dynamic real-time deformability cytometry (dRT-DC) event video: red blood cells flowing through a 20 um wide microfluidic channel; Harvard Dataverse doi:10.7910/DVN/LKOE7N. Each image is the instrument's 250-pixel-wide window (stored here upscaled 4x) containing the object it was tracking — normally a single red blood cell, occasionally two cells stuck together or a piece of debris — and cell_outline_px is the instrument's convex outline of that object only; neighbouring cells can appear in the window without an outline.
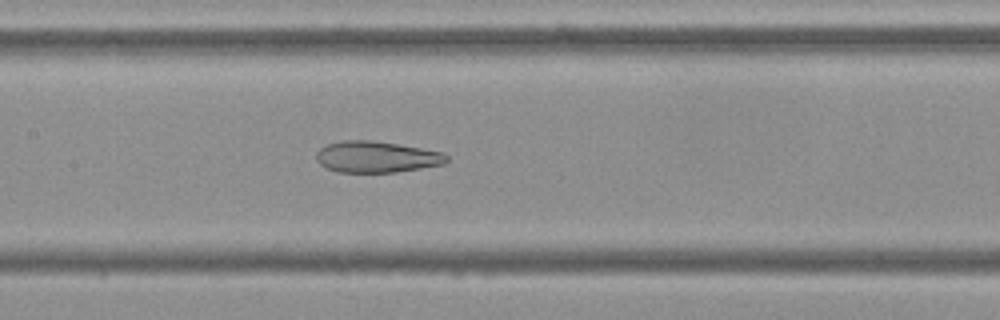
{"species": "Egyptian fruit bat (a non-hibernating species)", "species_latin": "Rousettus aegyptiacus", "temperature_condition": "cold", "stored_images_in_passage": 41, "camera_frame_rate_fps": 3000, "um_per_image_px": 0.085, "frame": {"image": 1, "passage_image": 12, "time_ms": 3.667, "image_size_px": [1000, 320], "cell_outline_px": [[448, 160], [444, 164], [396, 172], [340, 172], [328, 168], [320, 164], [316, 160], [316, 152], [320, 148], [328, 144], [344, 140], [372, 140], [420, 148], [440, 152], [448, 156]], "centroid_in_image_um": [31.98, 13.33], "position_along_channel_um": 175.4, "area_um2": 23.52}}
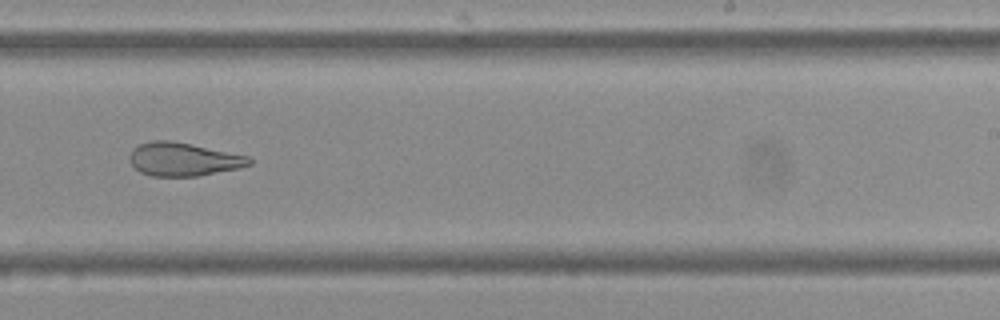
{"frame": {"image": 2, "passage_image": 20, "time_ms": 6.333, "image_size_px": [1000, 320], "cell_outline_px": [[252, 164], [240, 168], [196, 176], [152, 176], [140, 172], [132, 164], [128, 156], [140, 144], [152, 140], [172, 140], [252, 156]], "centroid_in_image_um": [15.65, 13.53], "position_along_channel_um": 273.4, "area_um2": 23.35}}
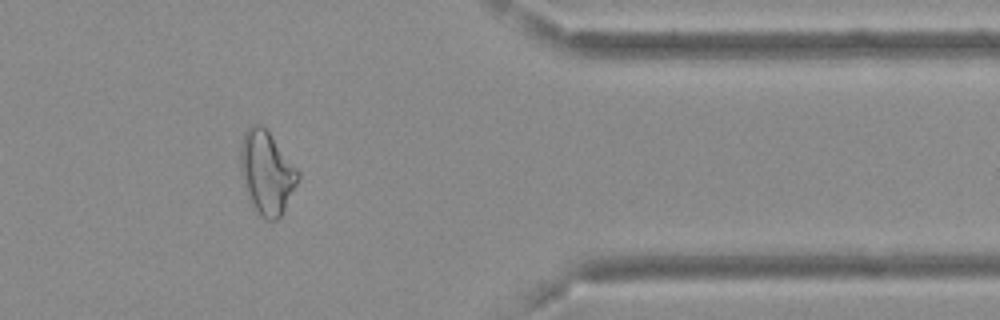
{"frame": {"image": 3, "passage_image": 31, "time_ms": 10.0, "image_size_px": [1000, 320], "cell_outline_px": [[300, 176], [284, 212], [276, 220], [264, 220], [256, 212], [244, 188], [240, 168], [240, 144], [244, 132], [252, 124], [260, 124], [268, 132], [300, 172]], "centroid_in_image_um": [22.65, 14.7], "position_along_channel_um": 388.7, "area_um2": 27.86}, "authors_computed_cell_mechanics": {"area_um2": 25.9522, "velocity_mm_per_s": 3.6902, "shape_relaxation_time_tau1_ms": null, "shape_relaxation_time_tau2_ms": 2.8952, "deformation_change_tau1": null, "deformation_change_tau2": 0.1205}}